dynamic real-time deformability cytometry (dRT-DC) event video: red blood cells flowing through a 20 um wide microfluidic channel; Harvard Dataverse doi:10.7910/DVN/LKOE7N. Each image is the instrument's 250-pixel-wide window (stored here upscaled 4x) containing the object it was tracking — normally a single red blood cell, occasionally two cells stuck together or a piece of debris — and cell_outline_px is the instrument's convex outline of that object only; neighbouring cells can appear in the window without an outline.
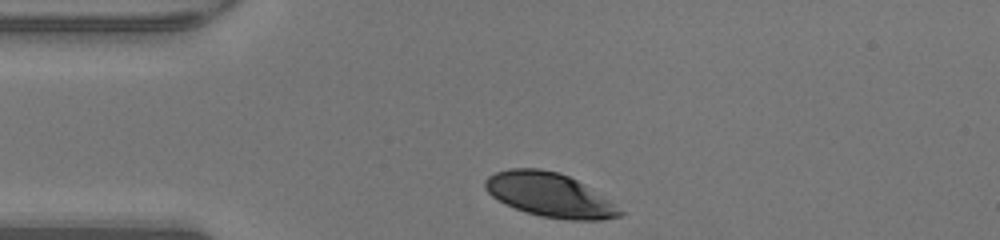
{"species": "human", "species_latin": "Homo sapiens", "temperature_condition": "warm", "stored_images_in_passage": 28, "camera_frame_rate_fps": 3000, "um_per_image_px": 0.085, "donor": {"sex": "male"}, "frame": {"image": 1, "passage_image": 1, "time_ms": 0.0, "image_size_px": [1000, 240], "cell_outline_px": [[624, 212], [620, 216], [604, 220], [572, 220], [540, 216], [504, 204], [492, 196], [484, 188], [484, 180], [488, 176], [496, 172], [512, 168], [540, 168], [560, 172], [576, 180]], "centroid_in_image_um": [46.64, 16.56], "position_along_channel_um": 38.4, "area_um2": 33.99}}
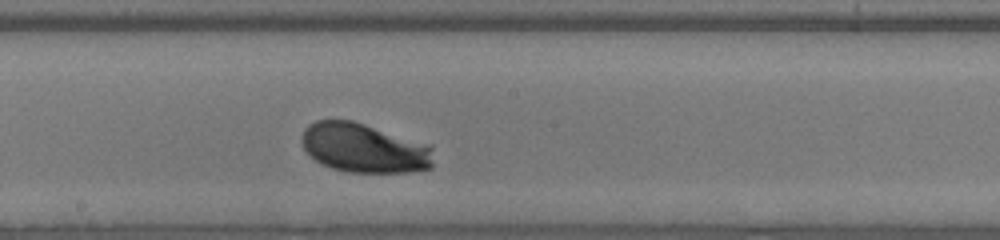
{"frame": {"image": 2, "passage_image": 16, "time_ms": 5.0, "image_size_px": [1000, 240], "cell_outline_px": [[432, 168], [412, 172], [348, 172], [332, 168], [316, 160], [304, 148], [304, 128], [308, 124], [316, 120], [352, 120], [432, 144]], "centroid_in_image_um": [31.02, 12.57], "position_along_channel_um": 217.2, "area_um2": 37.86}}
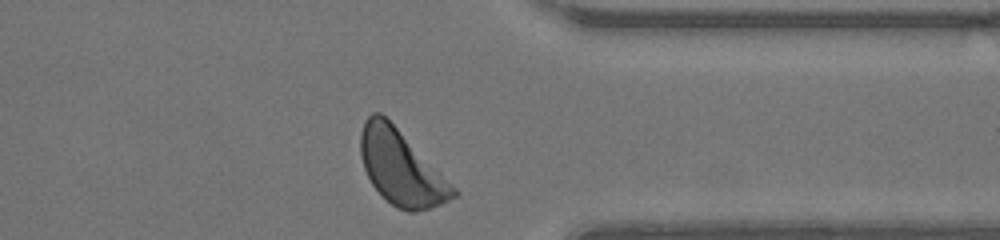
{"frame": {"image": 3, "passage_image": 28, "time_ms": 9.0, "image_size_px": [1000, 240], "cell_outline_px": [[460, 192], [456, 196], [440, 204], [416, 212], [408, 212], [396, 208], [372, 184], [364, 168], [360, 156], [360, 132], [364, 120], [372, 112], [380, 112]], "centroid_in_image_um": [34.06, 14.27], "position_along_channel_um": 377.3, "area_um2": 39.42}, "authors_computed_cell_mechanics": {"area_um2": 37.5989, "velocity_mm_per_s": 4.2095, "shape_relaxation_time_tau1_ms": 0.6969, "shape_relaxation_time_tau2_ms": null, "deformation_change_tau1": 0.0774, "deformation_change_tau2": null}}